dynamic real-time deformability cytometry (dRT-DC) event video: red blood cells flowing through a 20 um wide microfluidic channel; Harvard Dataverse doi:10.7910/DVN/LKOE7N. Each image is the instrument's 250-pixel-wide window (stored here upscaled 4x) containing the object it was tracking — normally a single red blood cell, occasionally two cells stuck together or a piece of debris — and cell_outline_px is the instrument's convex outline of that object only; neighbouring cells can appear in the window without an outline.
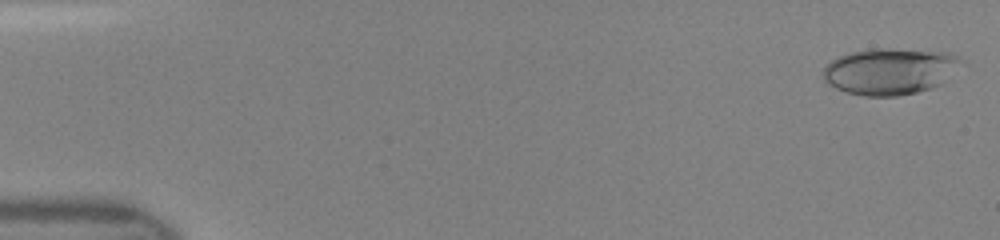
{"species": "human", "species_latin": "Homo sapiens", "temperature_condition": "room temperature", "stored_images_in_passage": 47, "camera_frame_rate_fps": 3000, "um_per_image_px": 0.085, "donor": {"sex": "female"}, "frame": {"image": 1, "passage_image": 1, "time_ms": 0.0, "image_size_px": [1000, 240], "cell_outline_px": [[960, 60], [940, 84], [932, 88], [916, 92], [896, 96], [864, 96], [848, 92], [836, 88], [828, 84], [824, 80], [824, 68], [832, 60], [848, 52], [872, 48], [892, 48], [948, 52], [956, 56]], "centroid_in_image_um": [75.56, 6.05], "position_along_channel_um": 9.4, "area_um2": 36.76}}
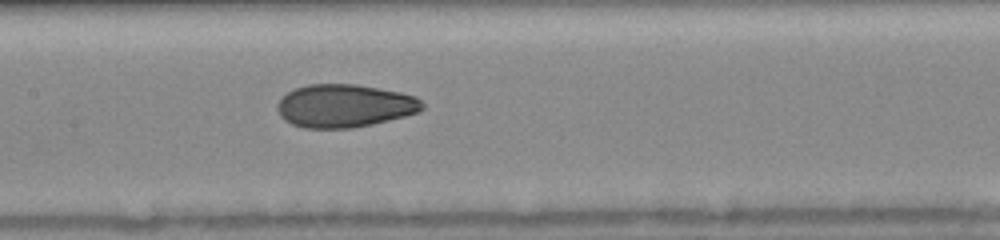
{"frame": {"image": 2, "passage_image": 23, "time_ms": 7.333, "image_size_px": [1000, 240], "cell_outline_px": [[424, 108], [420, 112], [372, 124], [352, 128], [304, 128], [292, 124], [284, 120], [280, 116], [276, 108], [276, 104], [288, 92], [296, 88], [308, 84], [356, 84], [400, 92], [416, 96], [424, 104]], "centroid_in_image_um": [29.29, 9.0], "position_along_channel_um": 178.1, "area_um2": 36.41}}
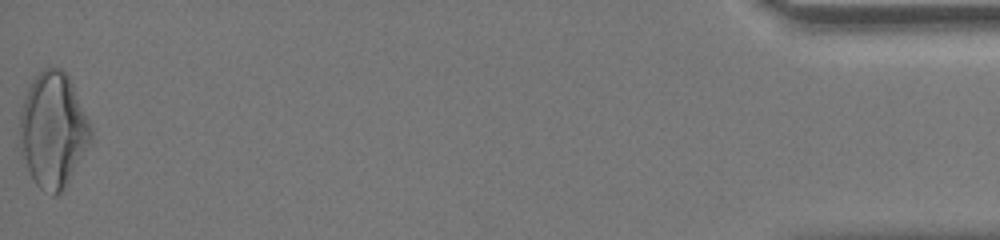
{"frame": {"image": 3, "passage_image": 47, "time_ms": 15.333, "image_size_px": [1000, 240], "cell_outline_px": [[92, 140], [60, 192], [56, 196], [52, 196], [44, 192], [36, 184], [20, 152], [20, 112], [24, 96], [32, 80], [44, 68], [60, 68], [68, 76], [72, 84], [92, 128]], "centroid_in_image_um": [4.49, 11.04], "position_along_channel_um": 430.7, "area_um2": 46.99}}